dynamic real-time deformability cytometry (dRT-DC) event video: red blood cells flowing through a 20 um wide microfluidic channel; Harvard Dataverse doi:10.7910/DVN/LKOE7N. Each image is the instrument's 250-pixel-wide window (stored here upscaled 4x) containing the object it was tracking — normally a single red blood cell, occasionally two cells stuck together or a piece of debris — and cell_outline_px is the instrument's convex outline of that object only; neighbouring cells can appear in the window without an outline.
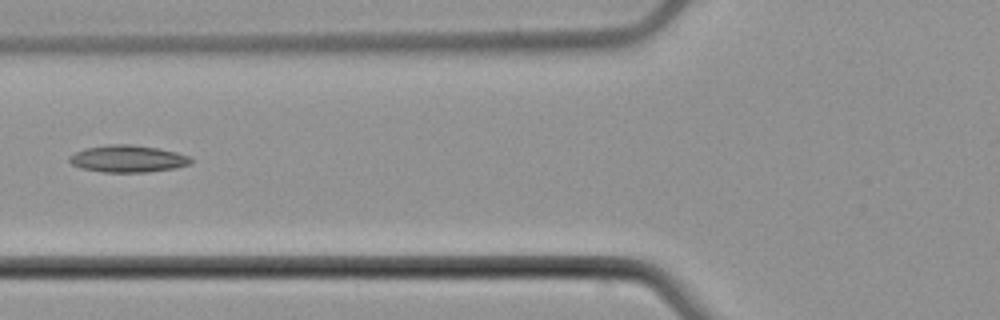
{"species": "common noctule bat (a hibernating species)", "species_latin": "Nyctalus noctula", "temperature_condition": "cold", "stored_images_in_passage": 5, "camera_frame_rate_fps": 3000, "um_per_image_px": 0.085, "animal": {"sex": "male", "body_mass_g": 21.5, "forearm_length_mm": 52.0}, "frame": {"image": 1, "passage_image": 4, "time_ms": 3.667, "image_size_px": [1000, 320], "cell_outline_px": [[192, 164], [176, 168], [148, 172], [104, 172], [80, 168], [72, 164], [68, 160], [68, 156], [84, 148], [108, 144], [132, 144], [160, 148], [176, 152], [188, 156], [192, 160]], "centroid_in_image_um": [10.86, 13.49], "position_along_channel_um": 114.9, "area_um2": 19.36}}
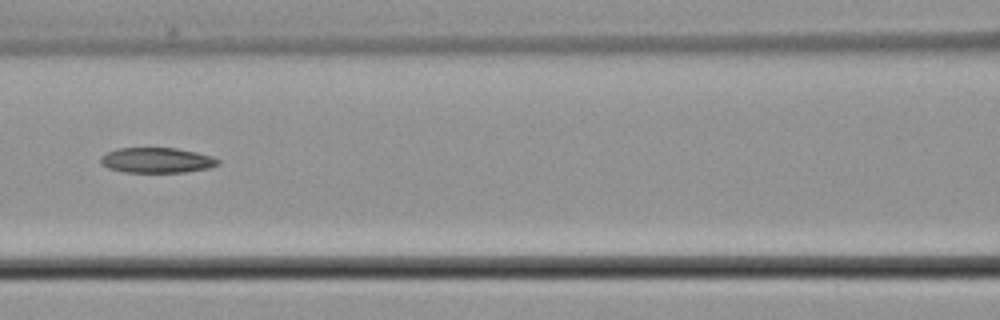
{"frame": {"image": 2, "passage_image": 5, "time_ms": 4.667, "image_size_px": [1000, 320], "cell_outline_px": [[220, 164], [208, 168], [184, 172], [124, 172], [108, 168], [100, 160], [100, 156], [116, 148], [176, 148], [196, 152], [212, 156], [220, 160]], "centroid_in_image_um": [13.34, 13.62], "position_along_channel_um": 153.3, "area_um2": 17.22}}